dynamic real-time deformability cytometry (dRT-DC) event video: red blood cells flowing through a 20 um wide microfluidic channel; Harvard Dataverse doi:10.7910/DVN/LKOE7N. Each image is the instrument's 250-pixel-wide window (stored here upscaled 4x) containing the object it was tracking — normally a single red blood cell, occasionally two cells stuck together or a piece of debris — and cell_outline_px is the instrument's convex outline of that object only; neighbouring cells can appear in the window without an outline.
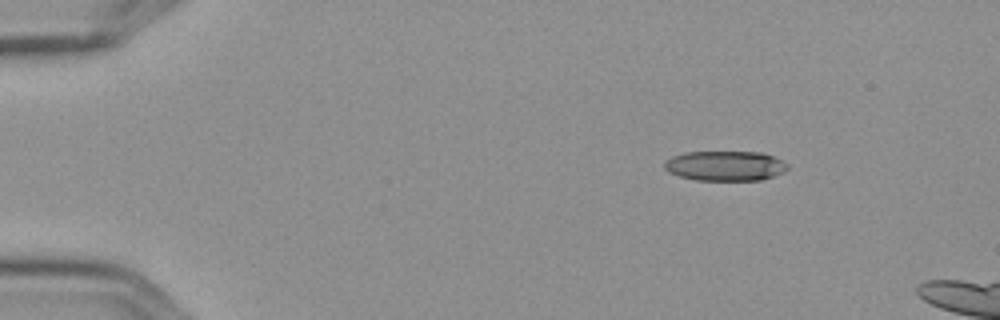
{"species": "Egyptian fruit bat (a non-hibernating species)", "species_latin": "Rousettus aegyptiacus", "temperature_condition": "cold", "stored_images_in_passage": 3, "camera_frame_rate_fps": 3000, "um_per_image_px": 0.085, "frame": {"image": 1, "passage_image": 1, "time_ms": 0.0, "image_size_px": [1000, 320], "cell_outline_px": [[788, 168], [784, 172], [760, 180], [696, 180], [680, 176], [668, 172], [664, 168], [664, 160], [672, 156], [684, 152], [764, 152], [788, 164]], "centroid_in_image_um": [61.61, 14.09], "position_along_channel_um": 23.4, "area_um2": 21.5}}